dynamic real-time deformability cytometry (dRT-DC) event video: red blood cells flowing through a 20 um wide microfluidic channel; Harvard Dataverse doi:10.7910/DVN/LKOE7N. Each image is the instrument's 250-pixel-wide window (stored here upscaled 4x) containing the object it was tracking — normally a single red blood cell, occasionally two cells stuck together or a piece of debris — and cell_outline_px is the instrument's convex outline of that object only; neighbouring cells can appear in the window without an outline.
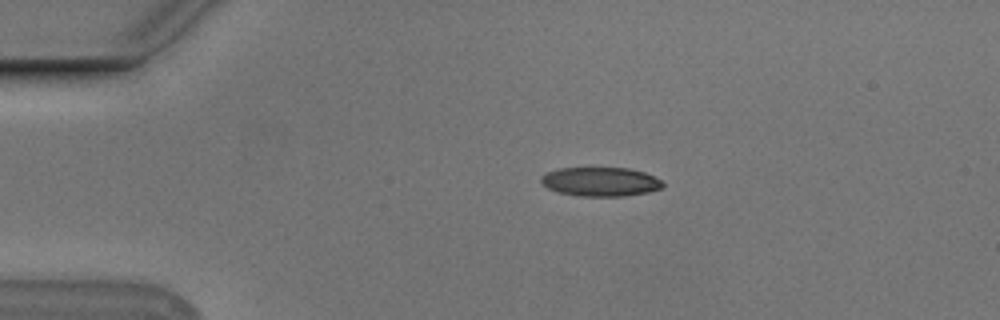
{"species": "Egyptian fruit bat (a non-hibernating species)", "species_latin": "Rousettus aegyptiacus", "temperature_condition": "cold", "stored_images_in_passage": 11, "camera_frame_rate_fps": 3000, "um_per_image_px": 0.085, "animal": {"sex": "male"}, "frame": {"image": 1, "passage_image": 1, "time_ms": 0.0, "image_size_px": [1000, 320], "cell_outline_px": [[664, 188], [648, 192], [624, 196], [580, 196], [560, 192], [548, 188], [540, 180], [540, 176], [548, 172], [560, 168], [628, 168], [644, 172], [660, 180], [664, 184]], "centroid_in_image_um": [51.06, 15.45], "position_along_channel_um": 33.9, "area_um2": 20.46}}
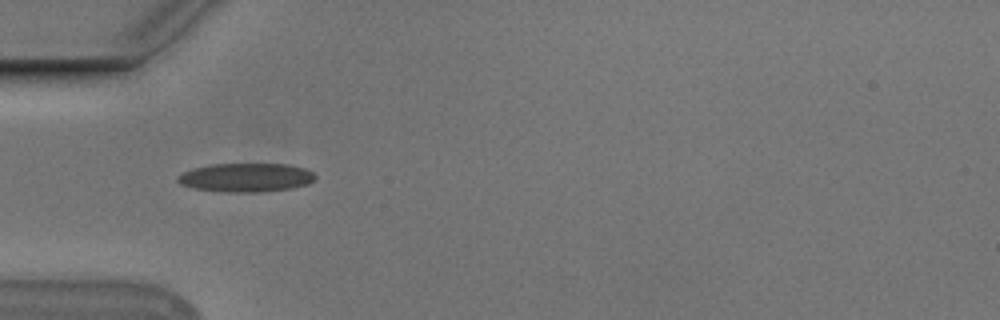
{"frame": {"image": 2, "passage_image": 7, "time_ms": 2.0, "image_size_px": [1000, 320], "cell_outline_px": [[316, 176], [308, 184], [292, 188], [260, 192], [228, 192], [196, 188], [180, 184], [176, 180], [184, 172], [196, 168], [212, 164], [288, 164], [304, 168], [312, 172]], "centroid_in_image_um": [20.95, 15.09], "position_along_channel_um": 64.1, "area_um2": 22.72}}